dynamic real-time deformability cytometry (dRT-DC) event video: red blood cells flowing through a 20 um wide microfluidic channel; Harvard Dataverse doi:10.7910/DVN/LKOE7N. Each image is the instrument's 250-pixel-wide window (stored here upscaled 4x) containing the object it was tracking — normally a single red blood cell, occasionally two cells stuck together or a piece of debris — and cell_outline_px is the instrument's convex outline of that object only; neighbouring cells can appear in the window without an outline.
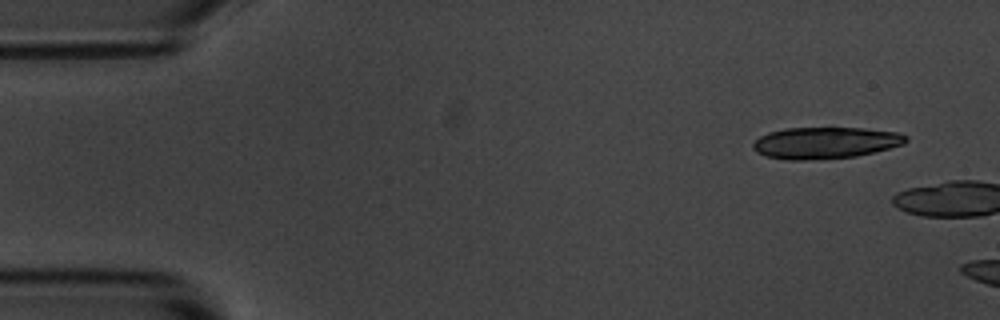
{"species": "common noctule bat (a hibernating species)", "species_latin": "Nyctalus noctula", "temperature_condition": "room temperature", "stored_images_in_passage": 2, "camera_frame_rate_fps": 3000, "um_per_image_px": 0.085, "animal": {"sex": "male", "body_mass_g": 20.1, "forearm_length_mm": 53.5}, "frame": {"image": 1, "passage_image": 1, "time_ms": 0.0, "image_size_px": [1000, 320], "cell_outline_px": [[908, 140], [904, 144], [856, 156], [804, 160], [788, 160], [764, 156], [756, 152], [752, 148], [752, 144], [760, 136], [768, 132], [784, 128], [864, 128], [900, 132], [908, 136]], "centroid_in_image_um": [70.13, 12.13], "position_along_channel_um": 14.9, "area_um2": 28.21}}